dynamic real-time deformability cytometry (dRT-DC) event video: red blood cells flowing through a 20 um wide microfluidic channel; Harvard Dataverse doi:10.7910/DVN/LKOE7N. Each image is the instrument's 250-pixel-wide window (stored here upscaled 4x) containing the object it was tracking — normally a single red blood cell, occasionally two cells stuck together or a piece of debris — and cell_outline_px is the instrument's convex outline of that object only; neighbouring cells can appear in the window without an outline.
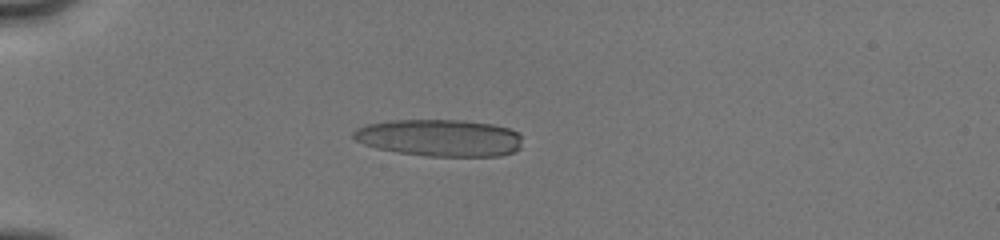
{"species": "human", "species_latin": "Homo sapiens", "temperature_condition": "cold", "stored_images_in_passage": 14, "camera_frame_rate_fps": 3000, "um_per_image_px": 0.085, "donor": {"sex": "male"}, "frame": {"image": 1, "passage_image": 10, "time_ms": 4.333, "image_size_px": [1000, 240], "cell_outline_px": [[520, 148], [516, 152], [500, 156], [428, 156], [396, 152], [376, 148], [364, 144], [356, 140], [352, 136], [352, 132], [356, 128], [368, 124], [392, 120], [464, 120], [492, 124], [508, 128], [516, 132], [520, 136]], "centroid_in_image_um": [37.36, 11.72], "position_along_channel_um": 47.6, "area_um2": 36.53}}
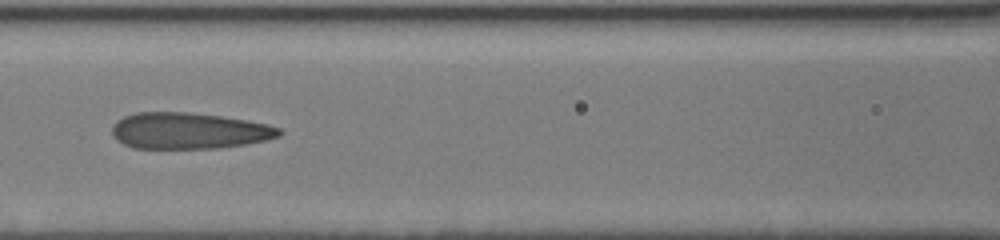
{"frame": {"image": 2, "passage_image": 14, "time_ms": 7.667, "image_size_px": [1000, 240], "cell_outline_px": [[284, 132], [280, 136], [268, 140], [220, 148], [132, 148], [116, 140], [112, 136], [112, 124], [116, 120], [124, 116], [136, 112], [192, 112], [248, 120], [268, 124], [280, 128]], "centroid_in_image_um": [16.05, 11.11], "position_along_channel_um": 150.5, "area_um2": 35.72}}